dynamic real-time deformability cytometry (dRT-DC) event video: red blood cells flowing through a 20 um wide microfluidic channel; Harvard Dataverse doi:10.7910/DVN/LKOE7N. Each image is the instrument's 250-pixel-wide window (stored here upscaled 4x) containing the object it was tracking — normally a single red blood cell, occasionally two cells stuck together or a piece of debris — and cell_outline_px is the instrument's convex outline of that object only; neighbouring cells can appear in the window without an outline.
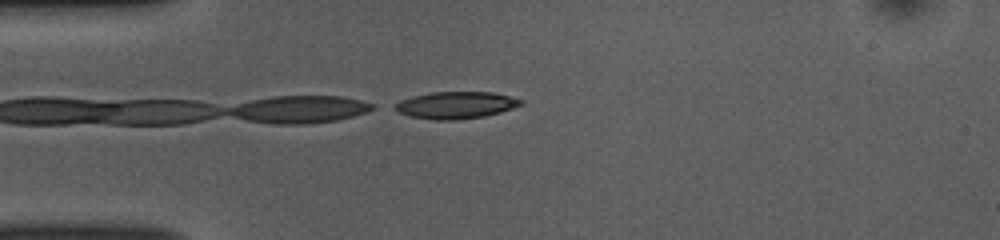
{"species": "common noctule bat (a hibernating species)", "species_latin": "Nyctalus noctula", "temperature_condition": "room temperature", "stored_images_in_passage": 4, "camera_frame_rate_fps": 3000, "um_per_image_px": 0.085, "animal": {"sex": "female", "body_mass_g": 10.0, "forearm_length_mm": 53.1}, "frame": {"image": 1, "passage_image": 1, "time_ms": 0.0, "image_size_px": [1000, 240], "cell_outline_px": [[524, 104], [500, 112], [484, 116], [456, 120], [432, 120], [412, 116], [396, 112], [388, 108], [392, 104], [400, 100], [412, 96], [432, 92], [492, 92], [524, 100]], "centroid_in_image_um": [38.67, 8.94], "position_along_channel_um": 46.3, "area_um2": 20.06}}